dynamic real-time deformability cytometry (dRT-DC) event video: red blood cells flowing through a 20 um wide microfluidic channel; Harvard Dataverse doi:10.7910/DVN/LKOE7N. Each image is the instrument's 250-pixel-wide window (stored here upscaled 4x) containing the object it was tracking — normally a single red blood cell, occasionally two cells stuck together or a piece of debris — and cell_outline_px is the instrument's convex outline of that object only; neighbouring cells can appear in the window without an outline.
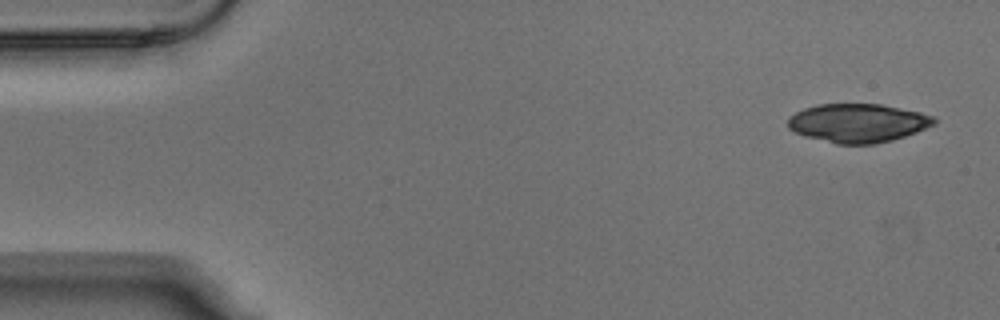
{"species": "Egyptian fruit bat (a non-hibernating species)", "species_latin": "Rousettus aegyptiacus", "temperature_condition": "warm", "stored_images_in_passage": 8, "camera_frame_rate_fps": 3000, "um_per_image_px": 0.085, "animal": {"sex": "male"}, "frame": {"image": 1, "passage_image": 1, "time_ms": 0.0, "image_size_px": [1000, 320], "cell_outline_px": [[936, 124], [916, 132], [892, 140], [876, 144], [836, 144], [804, 136], [788, 128], [788, 116], [804, 108], [816, 104], [880, 104], [920, 112], [936, 116]], "centroid_in_image_um": [72.92, 10.45], "position_along_channel_um": 12.1, "area_um2": 33.12}}
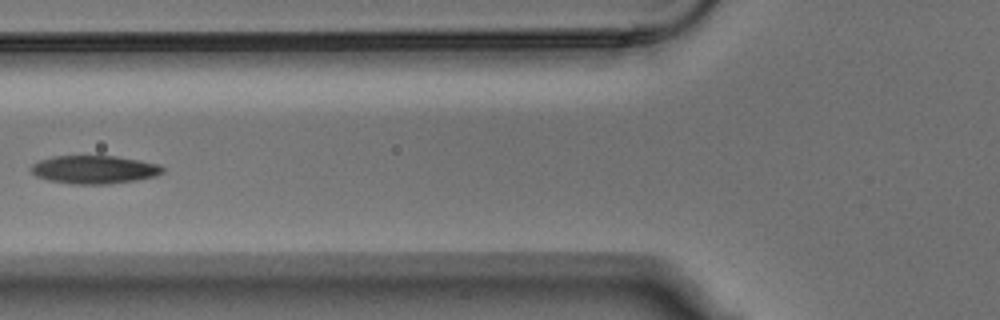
{"frame": {"image": 2, "passage_image": 7, "time_ms": 2.0, "image_size_px": [1000, 320], "cell_outline_px": [[164, 172], [156, 176], [136, 180], [108, 184], [72, 184], [48, 180], [36, 176], [32, 172], [32, 164], [40, 160], [52, 156], [116, 156], [160, 164], [164, 168]], "centroid_in_image_um": [8.03, 14.41], "position_along_channel_um": 117.8, "area_um2": 21.62}}
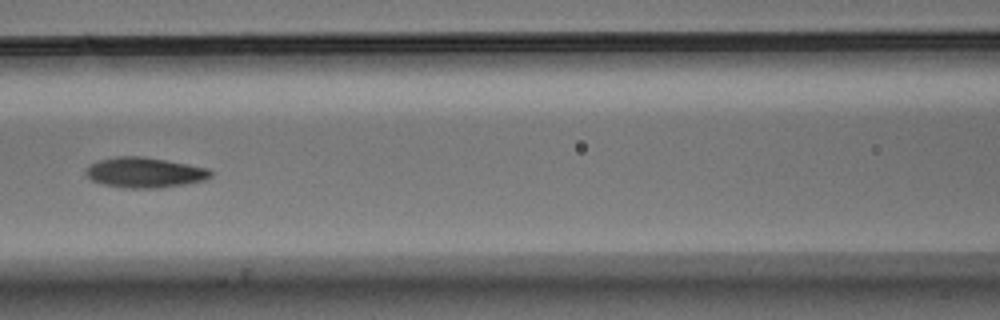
{"frame": {"image": 3, "passage_image": 8, "time_ms": 2.333, "image_size_px": [1000, 320], "cell_outline_px": [[212, 176], [204, 180], [184, 184], [160, 188], [124, 188], [104, 184], [92, 180], [84, 172], [92, 164], [100, 160], [116, 156], [144, 156], [188, 164], [208, 168], [212, 172]], "centroid_in_image_um": [12.32, 14.66], "position_along_channel_um": 154.3, "area_um2": 21.91}}